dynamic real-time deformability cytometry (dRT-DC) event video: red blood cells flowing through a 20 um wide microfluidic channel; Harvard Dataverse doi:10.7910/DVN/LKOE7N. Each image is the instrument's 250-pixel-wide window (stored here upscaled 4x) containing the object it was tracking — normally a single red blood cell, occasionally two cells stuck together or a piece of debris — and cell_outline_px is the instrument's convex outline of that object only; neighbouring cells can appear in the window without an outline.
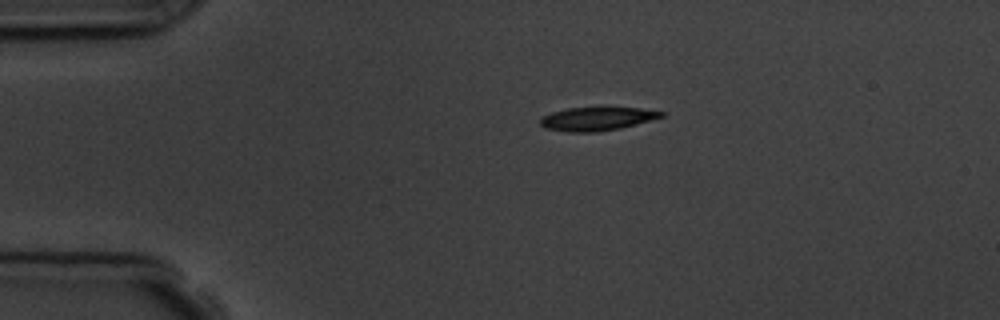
{"species": "common noctule bat (a hibernating species)", "species_latin": "Nyctalus noctula", "temperature_condition": "room temperature", "stored_images_in_passage": 2, "camera_frame_rate_fps": 3000, "um_per_image_px": 0.085, "animal": {"sex": "male", "body_mass_g": 19.5, "forearm_length_mm": 54.6}, "frame": {"image": 1, "passage_image": 1, "time_ms": 0.0, "image_size_px": [1000, 320], "cell_outline_px": [[668, 112], [664, 116], [636, 124], [620, 128], [596, 132], [568, 132], [544, 128], [540, 124], [540, 116], [552, 112], [568, 108], [640, 108]], "centroid_in_image_um": [50.72, 10.1], "position_along_channel_um": 34.3, "area_um2": 16.53}}